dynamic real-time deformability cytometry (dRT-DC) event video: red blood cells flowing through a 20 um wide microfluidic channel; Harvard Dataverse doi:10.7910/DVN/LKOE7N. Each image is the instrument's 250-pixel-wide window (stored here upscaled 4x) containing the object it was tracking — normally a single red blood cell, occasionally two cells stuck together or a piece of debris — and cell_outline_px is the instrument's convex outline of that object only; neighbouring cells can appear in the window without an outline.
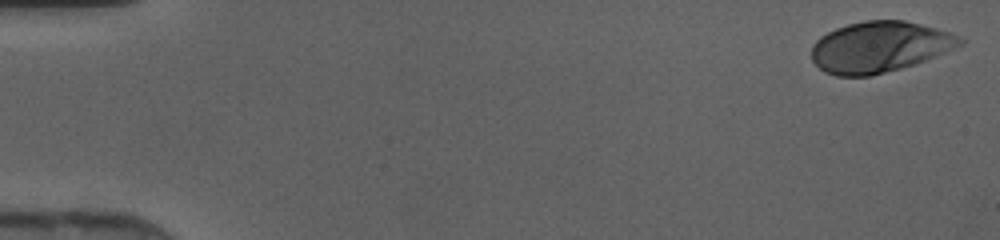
{"species": "human", "species_latin": "Homo sapiens", "temperature_condition": "cold", "stored_images_in_passage": 39, "camera_frame_rate_fps": 3000, "um_per_image_px": 0.085, "donor": {"sex": "female"}, "frame": {"image": 1, "passage_image": 1, "time_ms": 0.0, "image_size_px": [1000, 240], "cell_outline_px": [[964, 44], [924, 60], [900, 68], [872, 76], [836, 76], [824, 72], [812, 60], [812, 44], [820, 36], [836, 28], [848, 24], [864, 20], [904, 20], [936, 28], [960, 36], [964, 40]], "centroid_in_image_um": [74.73, 3.98], "position_along_channel_um": 10.3, "area_um2": 43.81}}
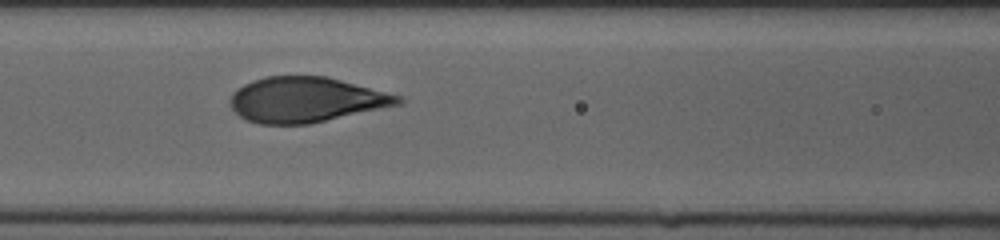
{"frame": {"image": 2, "passage_image": 20, "time_ms": 6.333, "image_size_px": [1000, 240], "cell_outline_px": [[404, 104], [308, 124], [260, 124], [248, 120], [240, 116], [232, 108], [232, 96], [244, 84], [252, 80], [264, 76], [328, 76], [404, 96]], "centroid_in_image_um": [26.11, 8.47], "position_along_channel_um": 140.5, "area_um2": 44.27}}
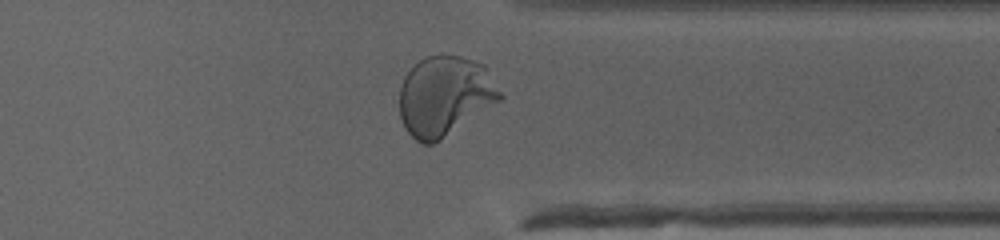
{"frame": {"image": 3, "passage_image": 36, "time_ms": 11.667, "image_size_px": [1000, 240], "cell_outline_px": [[504, 96], [500, 100], [440, 140], [432, 144], [420, 144], [404, 128], [400, 116], [400, 88], [404, 76], [420, 60], [428, 56], [460, 56], [484, 64]], "centroid_in_image_um": [37.8, 8.17], "position_along_channel_um": 373.6, "area_um2": 46.3}}